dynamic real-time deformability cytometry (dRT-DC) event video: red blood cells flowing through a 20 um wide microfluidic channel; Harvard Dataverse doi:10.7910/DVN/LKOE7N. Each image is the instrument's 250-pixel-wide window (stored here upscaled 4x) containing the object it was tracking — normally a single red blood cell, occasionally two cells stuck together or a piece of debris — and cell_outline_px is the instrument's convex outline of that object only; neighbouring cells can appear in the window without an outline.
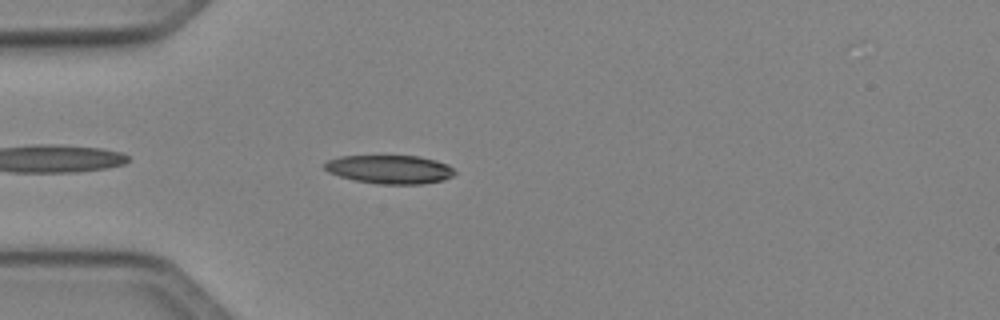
{"species": "Egyptian fruit bat (a non-hibernating species)", "species_latin": "Rousettus aegyptiacus", "temperature_condition": "cold", "stored_images_in_passage": 38, "camera_frame_rate_fps": 3000, "um_per_image_px": 0.085, "animal": {"sex": "female"}, "frame": {"image": 1, "passage_image": 3, "time_ms": 0.667, "image_size_px": [1000, 320], "cell_outline_px": [[456, 172], [452, 176], [444, 180], [420, 184], [376, 184], [356, 180], [340, 176], [328, 172], [324, 168], [324, 164], [328, 160], [340, 156], [420, 156], [436, 160], [448, 164]], "centroid_in_image_um": [33.15, 14.39], "position_along_channel_um": 51.9, "area_um2": 21.68}}
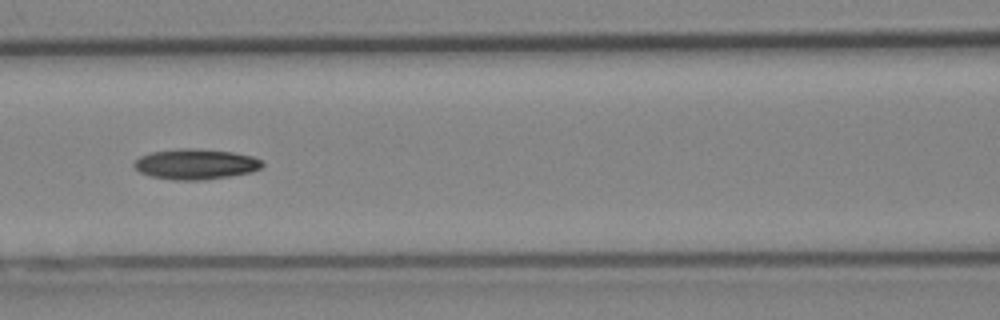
{"frame": {"image": 2, "passage_image": 11, "time_ms": 3.333, "image_size_px": [1000, 320], "cell_outline_px": [[264, 164], [260, 168], [252, 172], [228, 176], [200, 180], [176, 180], [152, 176], [140, 172], [132, 164], [140, 156], [148, 152], [180, 148], [192, 148], [232, 152], [252, 156], [260, 160]], "centroid_in_image_um": [16.61, 13.94], "position_along_channel_um": 150.0, "area_um2": 22.6}}
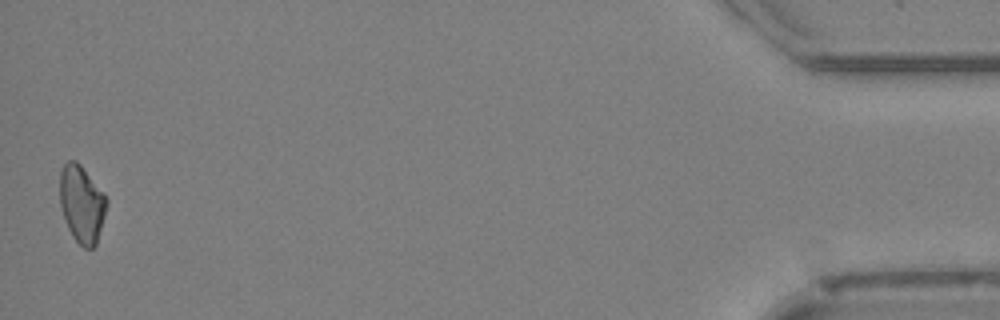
{"frame": {"image": 3, "passage_image": 38, "time_ms": 12.333, "image_size_px": [1000, 320], "cell_outline_px": [[108, 204], [96, 244], [92, 248], [84, 248], [72, 236], [68, 228], [60, 204], [60, 172], [64, 164], [68, 160], [76, 160], [80, 164], [104, 192], [108, 200]], "centroid_in_image_um": [6.96, 17.31], "position_along_channel_um": 428.2, "area_um2": 21.04}, "authors_computed_cell_mechanics": {"area_um2": 21.5016, "velocity_mm_per_s": 4.0917, "shape_relaxation_time_tau1_ms": 7.7759, "shape_relaxation_time_tau2_ms": null, "deformation_change_tau1": 0.1462, "deformation_change_tau2": null}}